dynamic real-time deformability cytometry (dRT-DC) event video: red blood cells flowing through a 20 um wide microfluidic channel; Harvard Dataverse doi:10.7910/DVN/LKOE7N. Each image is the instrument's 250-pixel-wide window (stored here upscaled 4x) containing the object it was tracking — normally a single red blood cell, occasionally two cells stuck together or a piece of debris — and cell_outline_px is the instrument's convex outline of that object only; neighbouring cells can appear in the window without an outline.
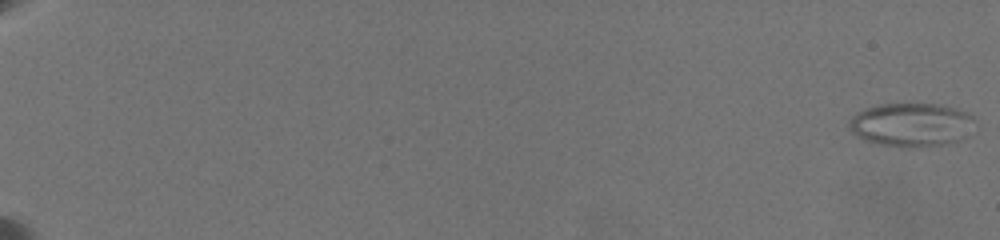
{"species": "common noctule bat (a hibernating species)", "species_latin": "Nyctalus noctula", "temperature_condition": "warm", "stored_images_in_passage": 33, "camera_frame_rate_fps": 3000, "um_per_image_px": 0.085, "animal": {"sex": "female", "body_mass_g": 19.5, "forearm_length_mm": 54.1}, "frame": {"image": 1, "passage_image": 1, "time_ms": 0.0, "image_size_px": [1000, 240], "cell_outline_px": [[972, 116], [968, 136], [960, 140], [944, 144], [880, 144], [864, 140], [856, 136], [848, 128], [848, 124], [852, 116], [868, 108], [880, 104], [940, 104], [956, 108]], "centroid_in_image_um": [77.43, 10.56], "position_along_channel_um": 7.6, "area_um2": 30.75}}
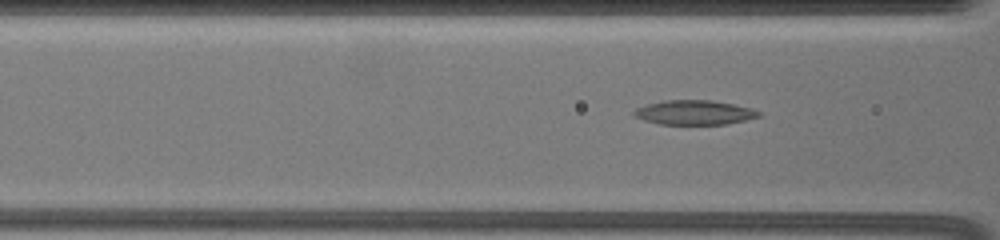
{"frame": {"image": 2, "passage_image": 21, "time_ms": 9.667, "image_size_px": [1000, 240], "cell_outline_px": [[760, 116], [728, 124], [660, 124], [644, 120], [632, 116], [632, 112], [636, 108], [648, 104], [664, 100], [712, 100], [752, 108], [760, 112]], "centroid_in_image_um": [58.99, 9.56], "position_along_channel_um": 107.6, "area_um2": 17.74}}
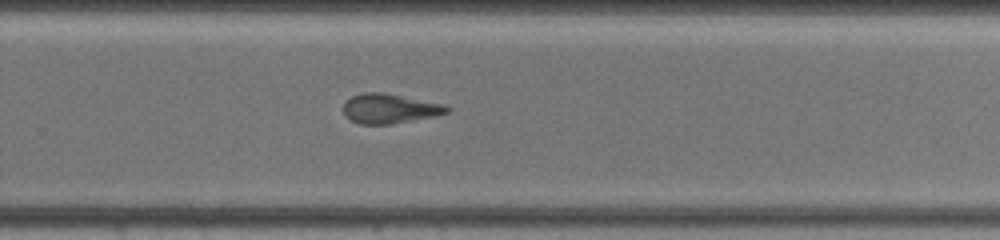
{"frame": {"image": 3, "passage_image": 33, "time_ms": 15.0, "image_size_px": [1000, 240], "cell_outline_px": [[452, 108], [448, 112], [432, 116], [392, 124], [360, 124], [344, 116], [344, 100], [352, 96], [364, 92], [384, 92], [444, 104]], "centroid_in_image_um": [33.09, 9.22], "position_along_channel_um": 296.7, "area_um2": 17.86}}